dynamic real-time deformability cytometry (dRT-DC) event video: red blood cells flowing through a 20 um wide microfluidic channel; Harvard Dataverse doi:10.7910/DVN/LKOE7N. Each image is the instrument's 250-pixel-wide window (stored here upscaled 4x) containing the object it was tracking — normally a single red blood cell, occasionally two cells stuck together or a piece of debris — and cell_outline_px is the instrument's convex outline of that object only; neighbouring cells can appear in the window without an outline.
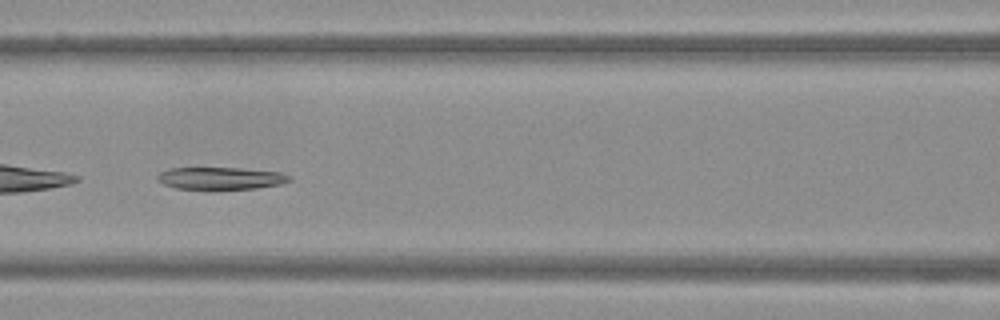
{"species": "Egyptian fruit bat (a non-hibernating species)", "species_latin": "Rousettus aegyptiacus", "temperature_condition": "warm", "stored_images_in_passage": 49, "camera_frame_rate_fps": 3000, "um_per_image_px": 0.085, "frame": {"image": 1, "passage_image": 22, "time_ms": 7.0, "image_size_px": [1000, 320], "cell_outline_px": [[292, 180], [280, 184], [256, 188], [176, 188], [164, 184], [156, 180], [156, 176], [160, 172], [168, 168], [240, 168], [280, 172], [292, 176]], "centroid_in_image_um": [18.76, 15.13], "position_along_channel_um": 147.8, "area_um2": 16.88}}
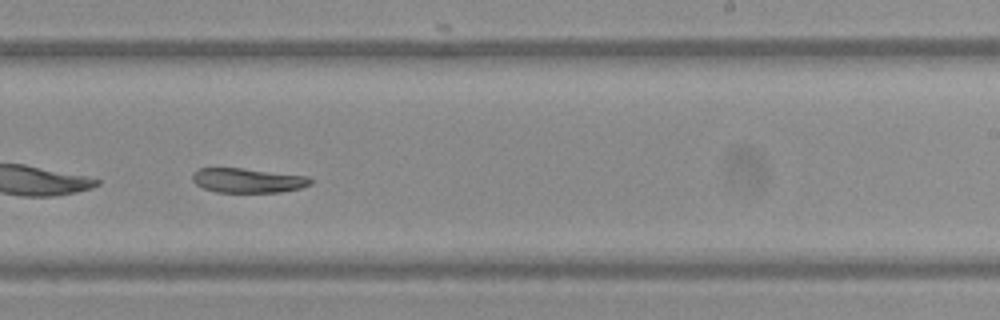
{"frame": {"image": 2, "passage_image": 31, "time_ms": 10.0, "image_size_px": [1000, 320], "cell_outline_px": [[312, 184], [300, 188], [280, 192], [216, 192], [204, 188], [196, 184], [192, 180], [192, 172], [196, 168], [240, 168], [308, 176], [312, 180]], "centroid_in_image_um": [21.03, 15.33], "position_along_channel_um": 268.0, "area_um2": 16.88}}
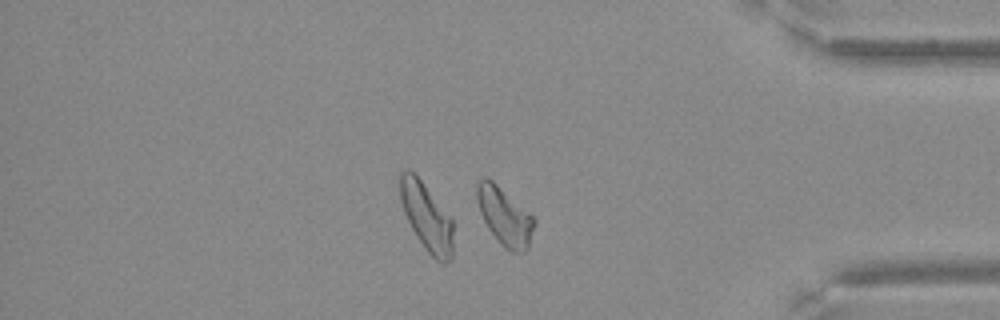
{"frame": {"image": 3, "passage_image": 42, "time_ms": 13.667, "image_size_px": [1000, 320], "cell_outline_px": [[536, 224], [528, 248], [524, 252], [512, 252], [488, 228], [480, 212], [476, 200], [476, 184], [484, 176], [492, 180], [528, 212], [536, 220]], "centroid_in_image_um": [42.9, 18.36], "position_along_channel_um": 392.3, "area_um2": 18.84}}